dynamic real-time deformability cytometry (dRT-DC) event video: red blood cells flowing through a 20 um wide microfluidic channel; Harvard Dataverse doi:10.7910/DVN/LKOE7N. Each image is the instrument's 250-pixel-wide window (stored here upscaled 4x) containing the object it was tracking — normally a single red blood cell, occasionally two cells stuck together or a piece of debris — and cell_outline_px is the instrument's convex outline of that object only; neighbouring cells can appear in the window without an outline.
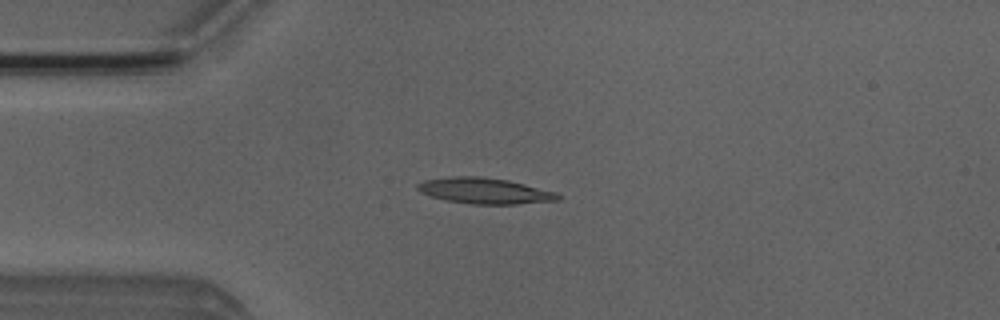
{"species": "Egyptian fruit bat (a non-hibernating species)", "species_latin": "Rousettus aegyptiacus", "temperature_condition": "room temperature", "stored_images_in_passage": 4, "camera_frame_rate_fps": 3000, "um_per_image_px": 0.085, "animal": {"sex": "male"}, "frame": {"image": 1, "passage_image": 3, "time_ms": 3.333, "image_size_px": [1000, 320], "cell_outline_px": [[560, 200], [516, 204], [468, 204], [428, 196], [420, 192], [416, 188], [416, 184], [424, 180], [452, 176], [480, 176], [508, 180], [556, 192], [560, 196]], "centroid_in_image_um": [41.15, 16.22], "position_along_channel_um": 43.8, "area_um2": 21.21}}